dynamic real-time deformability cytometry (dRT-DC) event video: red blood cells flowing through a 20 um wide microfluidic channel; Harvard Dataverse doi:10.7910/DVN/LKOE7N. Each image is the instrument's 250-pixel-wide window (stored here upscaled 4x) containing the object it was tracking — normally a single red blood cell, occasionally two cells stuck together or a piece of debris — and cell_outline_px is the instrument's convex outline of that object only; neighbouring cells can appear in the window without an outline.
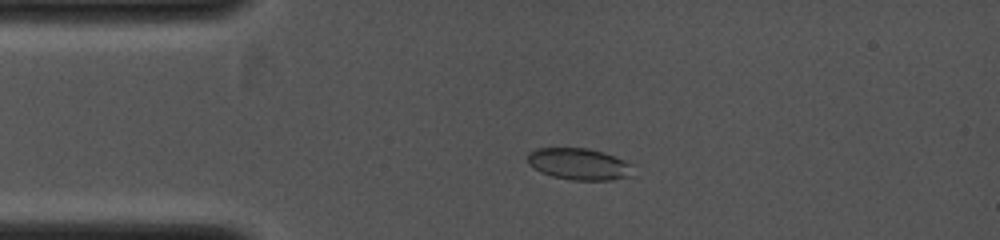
{"species": "common noctule bat (a hibernating species)", "species_latin": "Nyctalus noctula", "temperature_condition": "cold", "stored_images_in_passage": 12, "camera_frame_rate_fps": 4000, "um_per_image_px": 0.085, "animal": {"sex": "female", "body_mass_g": 19.0, "forearm_length_mm": 53.3}, "frame": {"image": 1, "passage_image": 9, "time_ms": 2.25, "image_size_px": [1000, 240], "cell_outline_px": [[628, 176], [612, 180], [572, 180], [552, 176], [540, 172], [528, 164], [528, 152], [536, 148], [588, 148], [604, 152], [624, 160], [628, 164]], "centroid_in_image_um": [49.11, 13.93], "position_along_channel_um": 35.9, "area_um2": 19.13}}